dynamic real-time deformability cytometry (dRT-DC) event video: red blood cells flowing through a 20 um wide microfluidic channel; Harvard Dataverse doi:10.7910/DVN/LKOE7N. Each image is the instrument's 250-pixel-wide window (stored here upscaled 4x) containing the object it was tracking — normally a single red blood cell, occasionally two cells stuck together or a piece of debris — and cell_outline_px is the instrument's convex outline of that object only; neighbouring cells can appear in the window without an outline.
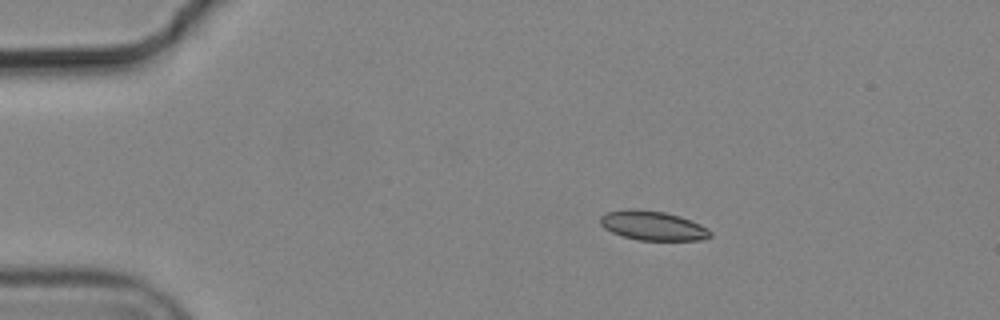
{"species": "common noctule bat (a hibernating species)", "species_latin": "Nyctalus noctula", "temperature_condition": "cold", "stored_images_in_passage": 4, "camera_frame_rate_fps": 3000, "um_per_image_px": 0.085, "animal": {"sex": "male", "body_mass_g": 19.2, "forearm_length_mm": 51.8}, "frame": {"image": 1, "passage_image": 1, "time_ms": 0.0, "image_size_px": [1000, 320], "cell_outline_px": [[712, 236], [700, 240], [636, 240], [612, 232], [604, 228], [600, 224], [600, 216], [608, 212], [624, 208], [636, 208], [664, 212], [680, 216], [700, 224], [708, 228], [712, 232]], "centroid_in_image_um": [55.48, 19.17], "position_along_channel_um": 29.5, "area_um2": 18.96}}